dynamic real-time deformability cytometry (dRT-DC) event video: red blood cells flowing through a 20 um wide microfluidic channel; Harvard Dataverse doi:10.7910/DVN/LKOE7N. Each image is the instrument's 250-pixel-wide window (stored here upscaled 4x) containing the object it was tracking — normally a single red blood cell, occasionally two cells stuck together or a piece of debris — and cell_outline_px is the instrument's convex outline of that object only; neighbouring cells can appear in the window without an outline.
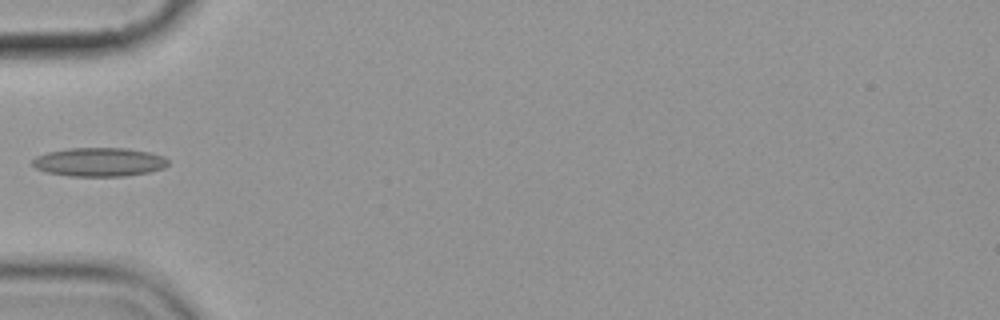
{"species": "common noctule bat (a hibernating species)", "species_latin": "Nyctalus noctula", "temperature_condition": "cold", "stored_images_in_passage": 7, "camera_frame_rate_fps": 3000, "um_per_image_px": 0.085, "animal": {"sex": "female", "body_mass_g": 19.9}, "frame": {"image": 1, "passage_image": 6, "time_ms": 6.0, "image_size_px": [1000, 320], "cell_outline_px": [[168, 164], [164, 168], [148, 172], [124, 176], [72, 176], [48, 172], [36, 168], [32, 164], [32, 160], [36, 156], [48, 152], [68, 148], [128, 148], [148, 152], [164, 156], [168, 160]], "centroid_in_image_um": [8.44, 13.76], "position_along_channel_um": 76.6, "area_um2": 22.66}}
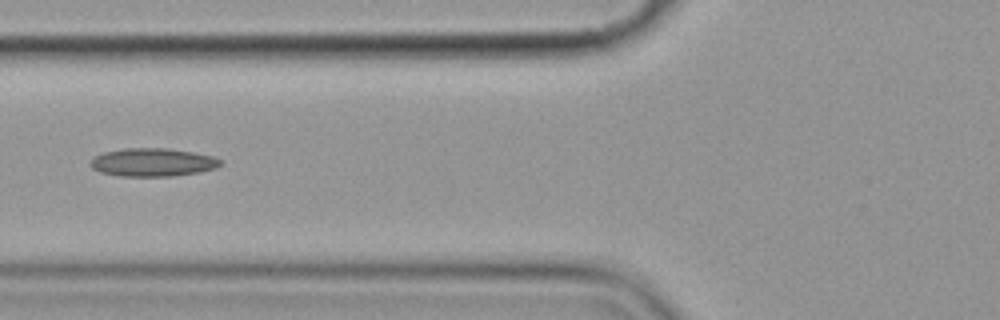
{"frame": {"image": 2, "passage_image": 7, "time_ms": 7.0, "image_size_px": [1000, 320], "cell_outline_px": [[220, 164], [216, 168], [200, 172], [172, 176], [120, 176], [100, 172], [92, 168], [88, 164], [96, 156], [104, 152], [124, 148], [168, 148], [192, 152], [212, 156], [220, 160]], "centroid_in_image_um": [12.96, 13.8], "position_along_channel_um": 112.8, "area_um2": 21.27}}